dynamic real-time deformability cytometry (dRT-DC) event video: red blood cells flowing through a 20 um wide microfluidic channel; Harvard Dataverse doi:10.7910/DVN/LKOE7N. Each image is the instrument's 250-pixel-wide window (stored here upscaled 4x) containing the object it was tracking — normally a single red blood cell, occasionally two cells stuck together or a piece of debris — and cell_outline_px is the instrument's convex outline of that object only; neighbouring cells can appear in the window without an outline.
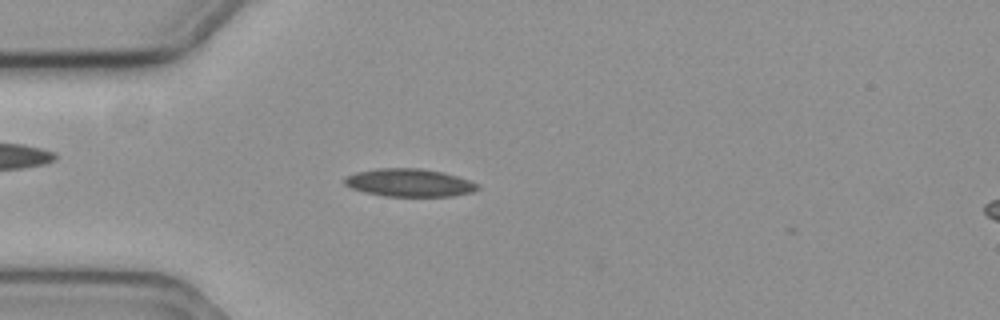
{"species": "common noctule bat (a hibernating species)", "species_latin": "Nyctalus noctula", "temperature_condition": "cold", "stored_images_in_passage": 2, "camera_frame_rate_fps": 3000, "um_per_image_px": 0.085, "animal": {"sex": "female", "body_mass_g": 19.3, "forearm_length_mm": 54.1}, "frame": {"image": 1, "passage_image": 1, "time_ms": 0.0, "image_size_px": [1000, 320], "cell_outline_px": [[480, 188], [472, 192], [452, 196], [384, 196], [364, 192], [352, 188], [344, 184], [344, 180], [348, 176], [356, 172], [380, 168], [420, 168], [440, 172], [456, 176], [480, 184]], "centroid_in_image_um": [34.8, 15.53], "position_along_channel_um": 50.2, "area_um2": 21.44}}